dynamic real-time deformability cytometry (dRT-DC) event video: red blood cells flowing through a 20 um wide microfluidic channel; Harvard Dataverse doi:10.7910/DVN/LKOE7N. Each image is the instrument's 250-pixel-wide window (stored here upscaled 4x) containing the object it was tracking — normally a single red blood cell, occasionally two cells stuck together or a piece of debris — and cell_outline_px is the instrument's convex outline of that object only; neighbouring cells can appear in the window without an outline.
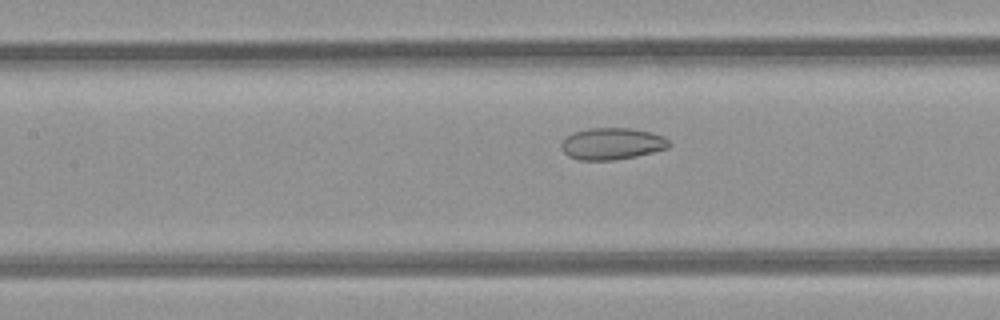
{"species": "common noctule bat (a hibernating species)", "species_latin": "Nyctalus noctula", "temperature_condition": "room temperature", "stored_images_in_passage": 11, "camera_frame_rate_fps": 3000, "um_per_image_px": 0.085, "animal": {"sex": "female", "body_mass_g": 21.9}, "frame": {"image": 1, "passage_image": 10, "time_ms": 3.0, "image_size_px": [1000, 320], "cell_outline_px": [[672, 144], [668, 148], [636, 156], [616, 160], [580, 160], [568, 156], [560, 148], [560, 144], [572, 132], [588, 128], [628, 128], [648, 132], [664, 136]], "centroid_in_image_um": [52.0, 12.22], "position_along_channel_um": 155.4, "area_um2": 19.94}}